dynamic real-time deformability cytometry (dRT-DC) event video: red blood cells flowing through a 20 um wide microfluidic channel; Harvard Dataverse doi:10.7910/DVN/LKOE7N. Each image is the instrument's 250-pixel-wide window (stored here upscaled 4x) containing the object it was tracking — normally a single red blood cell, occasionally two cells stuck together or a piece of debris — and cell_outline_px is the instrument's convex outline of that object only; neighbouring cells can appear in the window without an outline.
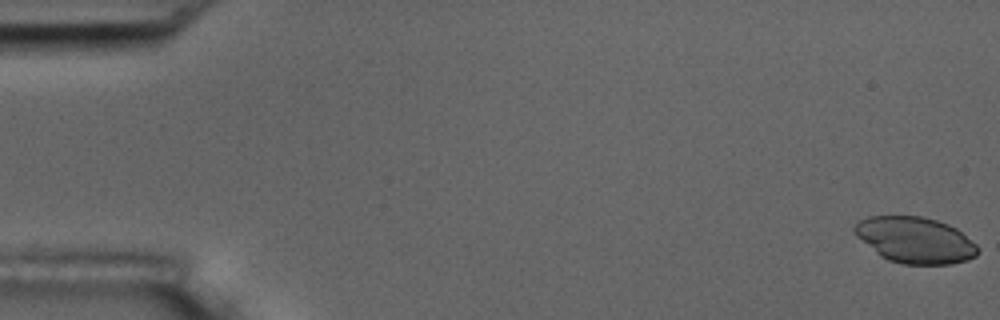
{"species": "common noctule bat (a hibernating species)", "species_latin": "Nyctalus noctula", "temperature_condition": "room temperature", "stored_images_in_passage": 55, "camera_frame_rate_fps": 3000, "um_per_image_px": 0.085, "animal": {"sex": "male", "body_mass_g": 17.5, "forearm_length_mm": 52.3}, "frame": {"image": 1, "passage_image": 1, "time_ms": 0.0, "image_size_px": [1000, 320], "cell_outline_px": [[980, 248], [976, 256], [968, 260], [952, 264], [904, 264], [888, 260], [880, 256], [856, 236], [852, 228], [860, 220], [868, 216], [920, 216], [936, 220], [948, 224], [956, 228], [976, 244]], "centroid_in_image_um": [77.79, 20.41], "position_along_channel_um": 7.2, "area_um2": 33.18}}